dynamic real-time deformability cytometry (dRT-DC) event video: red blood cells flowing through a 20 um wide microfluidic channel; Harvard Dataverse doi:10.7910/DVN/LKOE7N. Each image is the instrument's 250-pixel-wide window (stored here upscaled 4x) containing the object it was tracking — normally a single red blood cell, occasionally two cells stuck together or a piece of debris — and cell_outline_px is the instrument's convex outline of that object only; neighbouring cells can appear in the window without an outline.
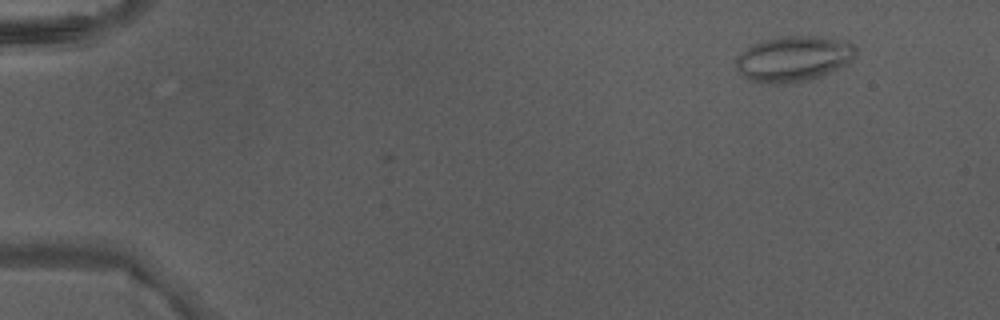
{"species": "Egyptian fruit bat (a non-hibernating species)", "species_latin": "Rousettus aegyptiacus", "temperature_condition": "warm", "stored_images_in_passage": 2, "camera_frame_rate_fps": 3000, "um_per_image_px": 0.085, "animal": {"sex": "male"}, "frame": {"image": 1, "passage_image": 2, "time_ms": 0.333, "image_size_px": [1000, 320], "cell_outline_px": [[856, 56], [848, 64], [828, 72], [816, 76], [800, 80], [772, 84], [768, 84], [752, 80], [744, 76], [736, 68], [736, 60], [740, 52], [752, 44], [764, 40], [780, 36], [820, 36], [848, 40], [856, 48]], "centroid_in_image_um": [67.46, 4.95], "position_along_channel_um": 17.5, "area_um2": 31.44}}